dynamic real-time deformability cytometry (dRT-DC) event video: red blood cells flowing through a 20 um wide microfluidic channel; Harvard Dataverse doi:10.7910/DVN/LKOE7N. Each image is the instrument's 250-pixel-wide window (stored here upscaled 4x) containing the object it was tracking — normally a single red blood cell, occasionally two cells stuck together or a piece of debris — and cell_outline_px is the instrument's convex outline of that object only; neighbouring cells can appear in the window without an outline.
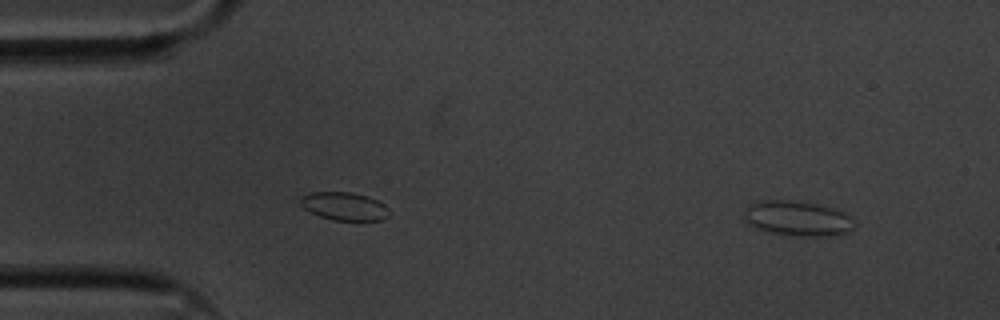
{"species": "common noctule bat (a hibernating species)", "species_latin": "Nyctalus noctula", "temperature_condition": "cold", "stored_images_in_passage": 52, "camera_frame_rate_fps": 3000, "um_per_image_px": 0.085, "animal": {"sex": "male", "body_mass_g": 20.1, "forearm_length_mm": 53.5}, "frame": {"image": 1, "passage_image": 1, "time_ms": 0.0, "image_size_px": [1000, 320], "cell_outline_px": [[856, 224], [848, 232], [832, 236], [788, 236], [768, 232], [756, 228], [748, 224], [744, 220], [744, 212], [748, 204], [752, 200], [788, 200], [816, 204], [832, 208], [844, 212]], "centroid_in_image_um": [67.73, 18.57], "position_along_channel_um": 17.3, "area_um2": 22.83}}
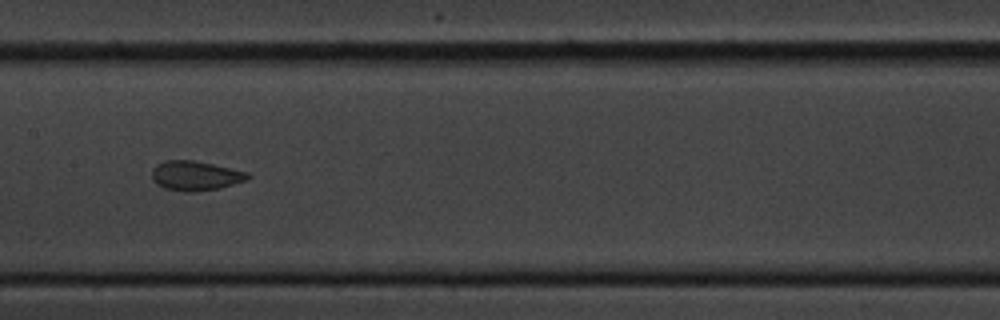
{"frame": {"image": 2, "passage_image": 23, "time_ms": 7.333, "image_size_px": [1000, 320], "cell_outline_px": [[252, 176], [248, 180], [220, 188], [192, 192], [184, 192], [164, 188], [156, 184], [152, 176], [152, 168], [156, 164], [168, 160], [196, 160], [248, 172]], "centroid_in_image_um": [16.63, 14.93], "position_along_channel_um": 190.8, "area_um2": 16.7}}
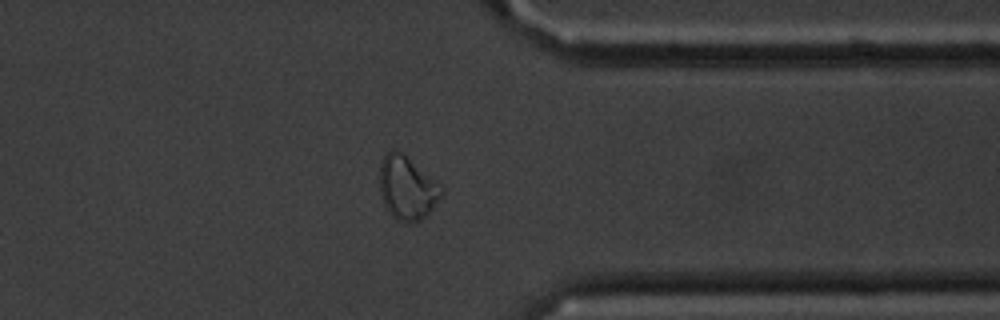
{"frame": {"image": 3, "passage_image": 39, "time_ms": 12.667, "image_size_px": [1000, 320], "cell_outline_px": [[444, 192], [432, 208], [420, 220], [408, 224], [396, 220], [388, 212], [380, 196], [380, 160], [384, 152], [392, 148], [396, 148], [444, 188]], "centroid_in_image_um": [34.55, 15.96], "position_along_channel_um": 376.8, "area_um2": 22.95}, "authors_computed_cell_mechanics": {"area_um2": 17.3111, "velocity_mm_per_s": 3.6007, "shape_relaxation_time_tau1_ms": null, "shape_relaxation_time_tau2_ms": 1.0502, "deformation_change_tau1": null, "deformation_change_tau2": 0.0464}}